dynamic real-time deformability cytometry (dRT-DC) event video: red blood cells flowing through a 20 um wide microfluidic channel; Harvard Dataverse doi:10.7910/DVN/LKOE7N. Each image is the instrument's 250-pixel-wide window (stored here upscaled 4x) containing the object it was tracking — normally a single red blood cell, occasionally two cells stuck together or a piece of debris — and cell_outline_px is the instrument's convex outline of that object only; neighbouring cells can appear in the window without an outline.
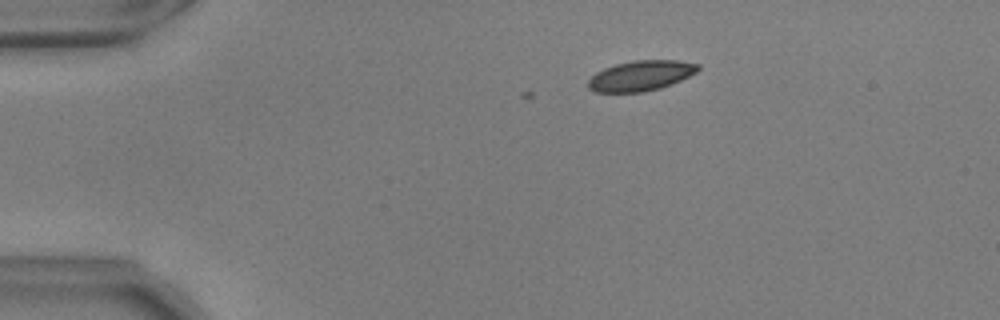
{"species": "common noctule bat (a hibernating species)", "species_latin": "Nyctalus noctula", "temperature_condition": "warm", "stored_images_in_passage": 4, "camera_frame_rate_fps": 3000, "um_per_image_px": 0.085, "animal": {"sex": "male", "body_mass_g": 17.9, "forearm_length_mm": 54.2}, "frame": {"image": 1, "passage_image": 4, "time_ms": 1.0, "image_size_px": [1000, 320], "cell_outline_px": [[700, 68], [696, 72], [672, 84], [660, 88], [644, 92], [596, 92], [588, 88], [588, 80], [596, 72], [604, 68], [616, 64], [632, 60], [676, 60], [700, 64]], "centroid_in_image_um": [54.46, 6.43], "position_along_channel_um": 30.5, "area_um2": 19.36}}